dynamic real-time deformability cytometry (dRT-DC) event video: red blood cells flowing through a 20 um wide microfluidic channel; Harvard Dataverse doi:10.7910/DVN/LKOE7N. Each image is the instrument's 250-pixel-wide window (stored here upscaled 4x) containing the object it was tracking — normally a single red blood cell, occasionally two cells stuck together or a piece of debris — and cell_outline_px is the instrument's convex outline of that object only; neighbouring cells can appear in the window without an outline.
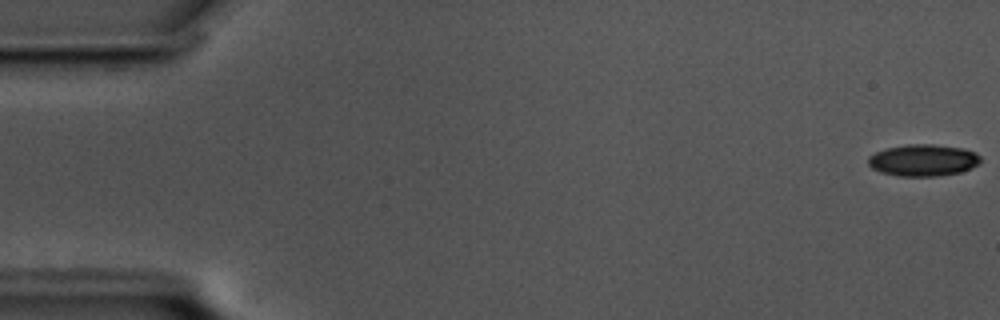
{"species": "common noctule bat (a hibernating species)", "species_latin": "Nyctalus noctula", "temperature_condition": "cold", "stored_images_in_passage": 58, "camera_frame_rate_fps": 3000, "um_per_image_px": 0.085, "animal": {"sex": "male", "body_mass_g": 17.5, "forearm_length_mm": 52.3}, "frame": {"image": 1, "passage_image": 1, "time_ms": 0.0, "image_size_px": [1000, 320], "cell_outline_px": [[980, 160], [972, 168], [960, 172], [940, 176], [900, 176], [880, 172], [872, 168], [868, 164], [868, 156], [876, 152], [888, 148], [908, 144], [932, 144], [960, 148], [976, 152], [980, 156]], "centroid_in_image_um": [78.46, 13.62], "position_along_channel_um": 6.5, "area_um2": 20.69}}
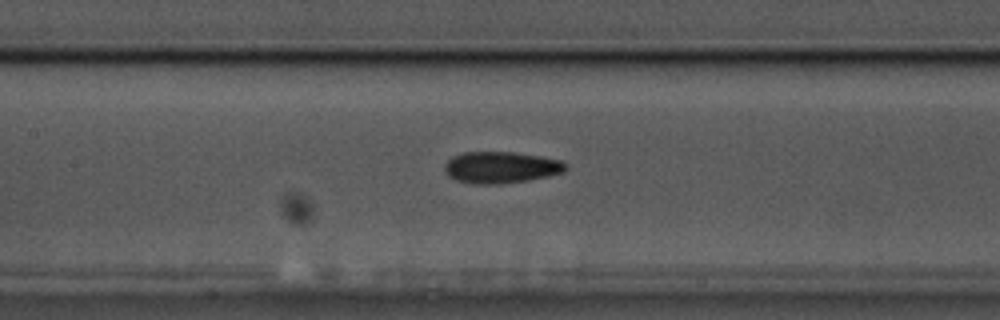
{"frame": {"image": 2, "passage_image": 27, "time_ms": 8.667, "image_size_px": [1000, 320], "cell_outline_px": [[568, 168], [564, 172], [548, 176], [528, 180], [500, 184], [476, 184], [456, 180], [448, 176], [444, 172], [444, 164], [452, 156], [464, 152], [516, 152], [540, 156], [560, 160], [568, 164]], "centroid_in_image_um": [42.58, 14.22], "position_along_channel_um": 164.8, "area_um2": 22.48}}
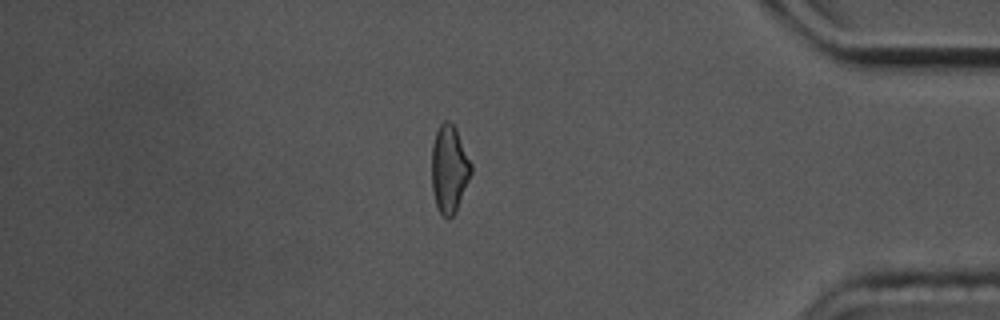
{"frame": {"image": 3, "passage_image": 50, "time_ms": 16.333, "image_size_px": [1000, 320], "cell_outline_px": [[472, 172], [456, 212], [448, 220], [436, 208], [432, 188], [432, 144], [436, 132], [440, 124], [444, 120], [448, 120], [456, 128], [472, 164]], "centroid_in_image_um": [38.18, 14.38], "position_along_channel_um": 397.0, "area_um2": 20.23}, "authors_computed_cell_mechanics": {"area_um2": 21.2993, "velocity_mm_per_s": 3.4704, "shape_relaxation_time_tau1_ms": 5.45, "shape_relaxation_time_tau2_ms": 5.0156, "deformation_change_tau1": 0.1281, "deformation_change_tau2": 0.1333}}